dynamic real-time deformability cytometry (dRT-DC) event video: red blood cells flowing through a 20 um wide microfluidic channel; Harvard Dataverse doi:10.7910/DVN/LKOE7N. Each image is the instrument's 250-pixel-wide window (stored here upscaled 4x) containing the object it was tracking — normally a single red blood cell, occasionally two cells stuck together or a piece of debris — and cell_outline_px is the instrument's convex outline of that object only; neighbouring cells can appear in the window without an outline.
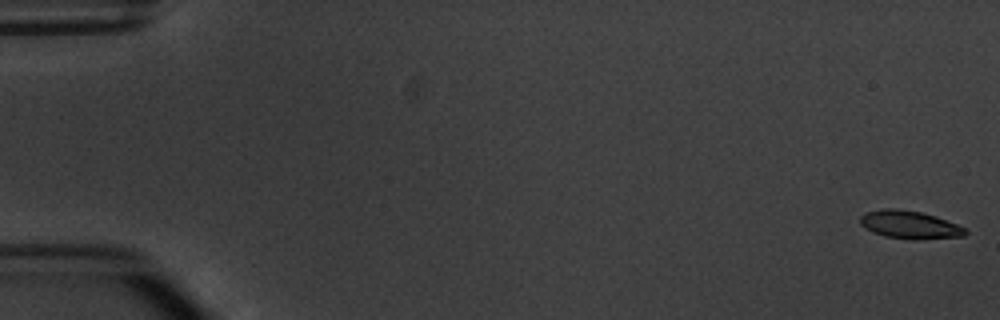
{"species": "common noctule bat (a hibernating species)", "species_latin": "Nyctalus noctula", "temperature_condition": "warm", "stored_images_in_passage": 6, "segment_of_instrument_passage": [2, 2], "camera_frame_rate_fps": 3000, "um_per_image_px": 0.085, "animal": {"sex": "male", "body_mass_g": 20.1, "forearm_length_mm": 53.5}, "frame": {"image": 1, "passage_image": 6, "time_ms": 6.667, "image_size_px": [1000, 320], "cell_outline_px": [[968, 232], [964, 236], [916, 240], [908, 240], [884, 236], [872, 232], [864, 228], [860, 224], [860, 216], [864, 212], [884, 208], [896, 208], [920, 212], [936, 216], [956, 224], [964, 228]], "centroid_in_image_um": [77.27, 19.11], "position_along_channel_um": 7.7, "area_um2": 17.34}}